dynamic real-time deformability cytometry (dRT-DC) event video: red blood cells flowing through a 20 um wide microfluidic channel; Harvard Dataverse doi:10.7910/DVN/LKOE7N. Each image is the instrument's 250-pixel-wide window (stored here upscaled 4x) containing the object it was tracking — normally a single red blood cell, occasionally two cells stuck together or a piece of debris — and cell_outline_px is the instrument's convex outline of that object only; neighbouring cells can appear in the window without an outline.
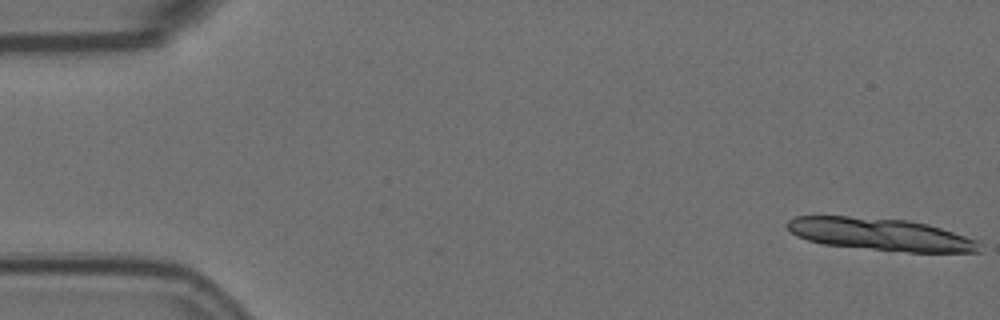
{"species": "Egyptian fruit bat (a non-hibernating species)", "species_latin": "Rousettus aegyptiacus", "temperature_condition": "room temperature", "stored_images_in_passage": 13, "camera_frame_rate_fps": 3000, "um_per_image_px": 0.085, "animal": {"sex": "female"}, "frame": {"image": 1, "passage_image": 1, "time_ms": 0.0, "image_size_px": [1000, 320], "cell_outline_px": [[984, 252], [908, 252], [824, 244], [808, 240], [796, 236], [784, 224], [788, 220], [796, 216], [848, 216], [908, 220], [928, 224], [976, 240], [984, 244]], "centroid_in_image_um": [74.88, 19.92], "position_along_channel_um": 10.1, "area_um2": 36.24}}